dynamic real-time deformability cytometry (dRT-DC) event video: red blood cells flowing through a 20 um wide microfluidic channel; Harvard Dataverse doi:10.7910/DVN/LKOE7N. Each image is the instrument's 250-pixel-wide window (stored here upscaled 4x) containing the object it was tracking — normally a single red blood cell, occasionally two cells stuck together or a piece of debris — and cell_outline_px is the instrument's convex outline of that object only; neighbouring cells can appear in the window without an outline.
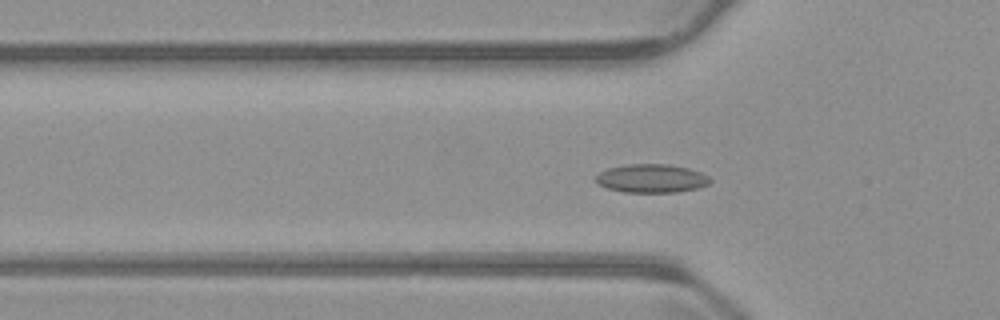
{"species": "common noctule bat (a hibernating species)", "species_latin": "Nyctalus noctula", "temperature_condition": "warm", "stored_images_in_passage": 52, "camera_frame_rate_fps": 3000, "um_per_image_px": 0.085, "animal": {"sex": "male", "body_mass_g": 23.1, "forearm_length_mm": 52.7}, "frame": {"image": 1, "passage_image": 15, "time_ms": 4.667, "image_size_px": [1000, 320], "cell_outline_px": [[712, 180], [708, 184], [696, 188], [676, 192], [624, 192], [608, 188], [600, 184], [596, 180], [596, 176], [600, 172], [608, 168], [628, 164], [668, 164], [688, 168], [700, 172], [708, 176]], "centroid_in_image_um": [55.39, 15.16], "position_along_channel_um": 70.4, "area_um2": 18.79}}
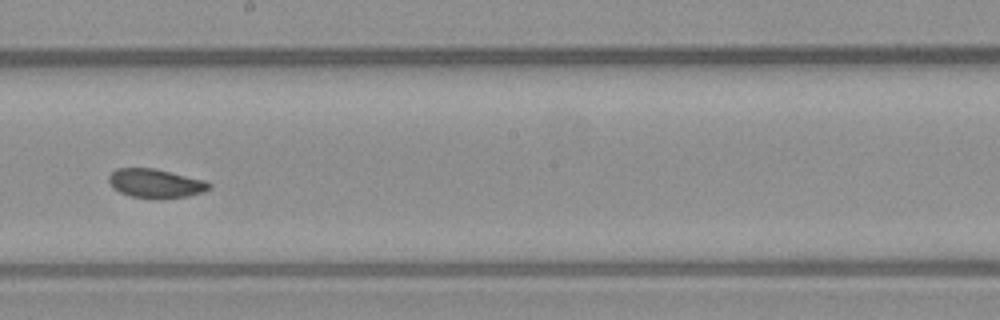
{"frame": {"image": 2, "passage_image": 28, "time_ms": 9.0, "image_size_px": [1000, 320], "cell_outline_px": [[212, 184], [208, 188], [200, 192], [188, 196], [132, 196], [120, 192], [108, 180], [108, 176], [116, 168], [156, 168], [204, 180]], "centroid_in_image_um": [13.2, 15.53], "position_along_channel_um": 235.0, "area_um2": 16.07}}
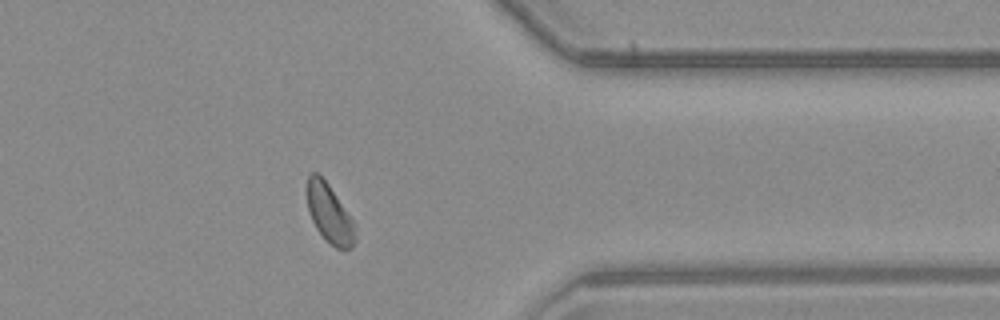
{"frame": {"image": 3, "passage_image": 41, "time_ms": 13.333, "image_size_px": [1000, 320], "cell_outline_px": [[356, 240], [352, 248], [344, 252], [336, 248], [324, 240], [316, 228], [312, 220], [308, 208], [308, 176], [312, 172], [316, 172], [328, 184], [356, 224]], "centroid_in_image_um": [28.06, 18.25], "position_along_channel_um": 383.3, "area_um2": 16.59}, "authors_computed_cell_mechanics": {"area_um2": 17.3111, "velocity_mm_per_s": 3.7821, "shape_relaxation_time_tau1_ms": 10.5389, "shape_relaxation_time_tau2_ms": null, "deformation_change_tau1": 0.1059, "deformation_change_tau2": null}}